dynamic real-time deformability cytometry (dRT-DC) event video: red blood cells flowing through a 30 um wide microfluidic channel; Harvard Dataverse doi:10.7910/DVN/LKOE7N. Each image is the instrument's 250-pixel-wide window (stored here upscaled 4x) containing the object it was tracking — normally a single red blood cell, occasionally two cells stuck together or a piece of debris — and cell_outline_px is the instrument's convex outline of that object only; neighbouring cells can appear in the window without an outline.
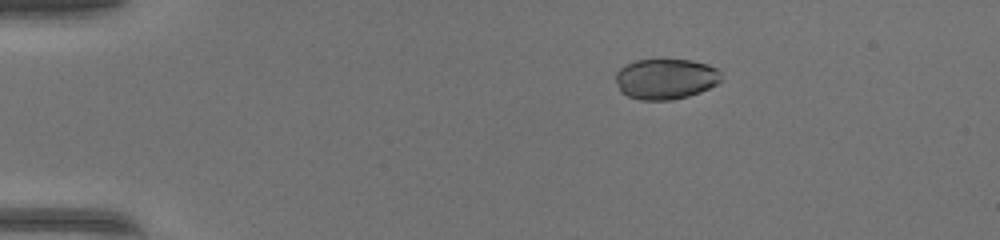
{"species": "common noctule bat (a hibernating species)", "species_latin": "Nyctalus noctula", "temperature_condition": "warm", "stored_images_in_passage": 42, "camera_frame_rate_fps": 3000, "um_per_image_px": 0.085, "animal": {"sex": "female", "body_mass_g": 17.0, "forearm_length_mm": 48.0}, "frame": {"image": 1, "passage_image": 1, "time_ms": 0.0, "image_size_px": [1000, 240], "cell_outline_px": [[720, 80], [716, 84], [700, 92], [688, 96], [672, 100], [640, 100], [628, 96], [620, 92], [616, 80], [616, 72], [624, 64], [636, 60], [692, 60], [708, 64], [716, 68], [720, 72]], "centroid_in_image_um": [56.55, 6.71], "position_along_channel_um": 28.4, "area_um2": 24.97}}
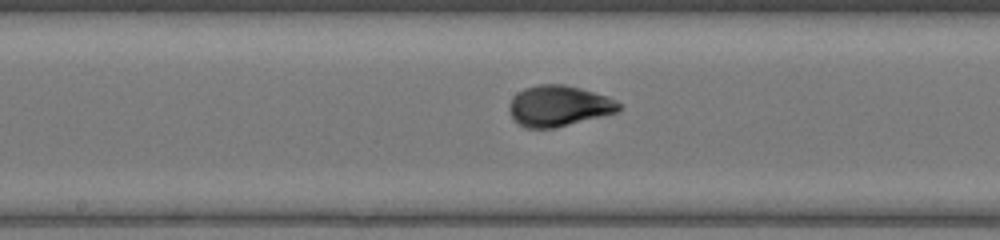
{"frame": {"image": 2, "passage_image": 19, "time_ms": 6.0, "image_size_px": [1000, 240], "cell_outline_px": [[620, 108], [616, 112], [556, 128], [524, 128], [516, 124], [512, 116], [512, 96], [516, 92], [524, 88], [536, 84], [564, 84], [580, 88], [608, 96], [616, 100], [620, 104]], "centroid_in_image_um": [47.48, 9.0], "position_along_channel_um": 200.7, "area_um2": 26.01}}
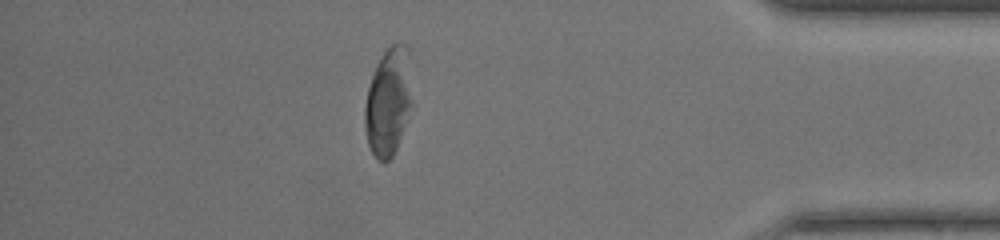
{"frame": {"image": 3, "passage_image": 36, "time_ms": 11.667, "image_size_px": [1000, 240], "cell_outline_px": [[412, 100], [396, 148], [392, 156], [384, 164], [376, 160], [368, 144], [364, 124], [364, 108], [368, 88], [376, 64], [380, 56], [392, 44], [404, 44], [408, 48]], "centroid_in_image_um": [32.98, 8.65], "position_along_channel_um": 402.2, "area_um2": 29.42}, "authors_computed_cell_mechanics": {"area_um2": 26.2701, "velocity_mm_per_s": 4.1801, "shape_relaxation_time_tau1_ms": 3.5059, "shape_relaxation_time_tau2_ms": null, "deformation_change_tau1": 0.1684, "deformation_change_tau2": null}}